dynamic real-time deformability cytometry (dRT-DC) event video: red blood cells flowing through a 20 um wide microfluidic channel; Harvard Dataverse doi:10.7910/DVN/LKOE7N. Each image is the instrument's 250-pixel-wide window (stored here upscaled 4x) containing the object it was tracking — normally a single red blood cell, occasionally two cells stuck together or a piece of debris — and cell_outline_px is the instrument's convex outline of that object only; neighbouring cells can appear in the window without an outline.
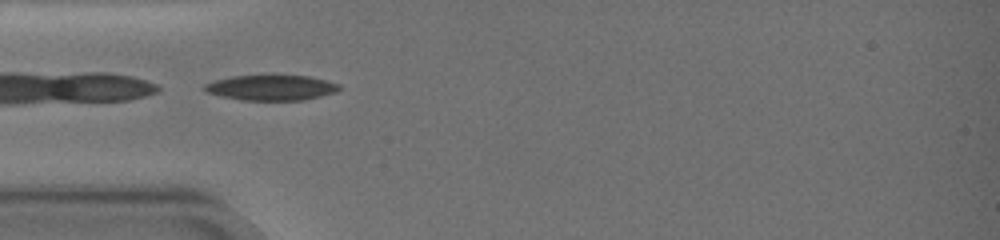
{"species": "common noctule bat (a hibernating species)", "species_latin": "Nyctalus noctula", "temperature_condition": "warm", "stored_images_in_passage": 28, "camera_frame_rate_fps": 3000, "um_per_image_px": 0.085, "animal": {"sex": "female", "body_mass_g": 19.0, "forearm_length_mm": 51.5}, "frame": {"image": 1, "passage_image": 1, "time_ms": 0.0, "image_size_px": [1000, 240], "cell_outline_px": [[340, 88], [336, 92], [304, 100], [244, 100], [220, 96], [204, 92], [204, 84], [212, 80], [232, 76], [268, 72], [272, 72], [308, 76], [340, 84]], "centroid_in_image_um": [23.0, 7.39], "position_along_channel_um": 62.0, "area_um2": 20.92}}